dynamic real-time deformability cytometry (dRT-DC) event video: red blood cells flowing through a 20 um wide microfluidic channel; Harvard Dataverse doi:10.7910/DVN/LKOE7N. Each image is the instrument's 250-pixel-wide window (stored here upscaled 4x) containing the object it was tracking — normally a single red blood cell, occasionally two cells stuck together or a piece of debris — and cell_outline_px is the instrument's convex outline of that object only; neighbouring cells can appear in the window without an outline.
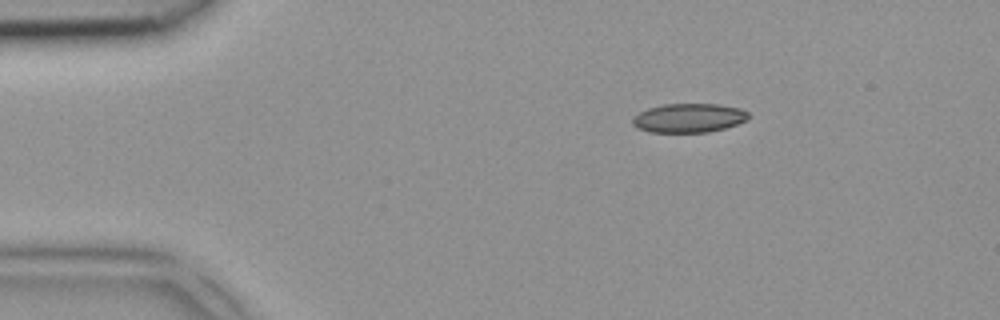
{"species": "common noctule bat (a hibernating species)", "species_latin": "Nyctalus noctula", "temperature_condition": "room temperature", "stored_images_in_passage": 4, "camera_frame_rate_fps": 3000, "um_per_image_px": 0.085, "animal": {"sex": "female", "body_mass_g": 18.4}, "frame": {"image": 1, "passage_image": 1, "time_ms": 0.0, "image_size_px": [1000, 320], "cell_outline_px": [[748, 120], [724, 128], [708, 132], [648, 132], [636, 128], [632, 124], [632, 120], [640, 112], [648, 108], [664, 104], [716, 104], [740, 108], [748, 112]], "centroid_in_image_um": [58.54, 10.03], "position_along_channel_um": 26.5, "area_um2": 19.54}}
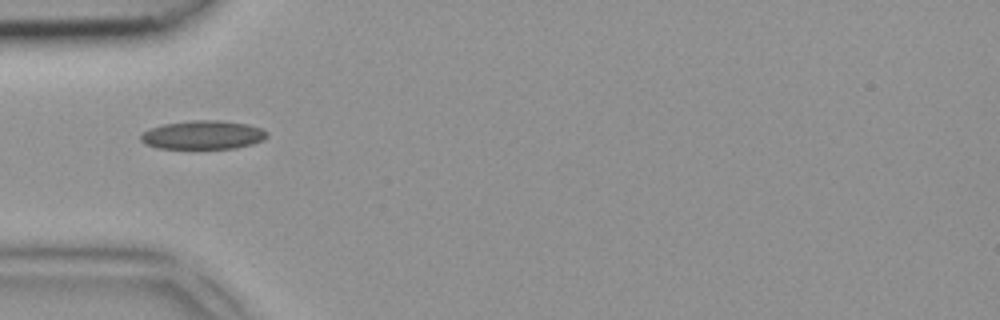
{"frame": {"image": 2, "passage_image": 3, "time_ms": 0.667, "image_size_px": [1000, 320], "cell_outline_px": [[268, 136], [264, 140], [252, 144], [236, 148], [156, 148], [144, 144], [140, 140], [140, 136], [148, 128], [164, 124], [192, 120], [220, 120], [248, 124], [260, 128], [268, 132]], "centroid_in_image_um": [17.25, 11.47], "position_along_channel_um": 67.8, "area_um2": 21.21}}